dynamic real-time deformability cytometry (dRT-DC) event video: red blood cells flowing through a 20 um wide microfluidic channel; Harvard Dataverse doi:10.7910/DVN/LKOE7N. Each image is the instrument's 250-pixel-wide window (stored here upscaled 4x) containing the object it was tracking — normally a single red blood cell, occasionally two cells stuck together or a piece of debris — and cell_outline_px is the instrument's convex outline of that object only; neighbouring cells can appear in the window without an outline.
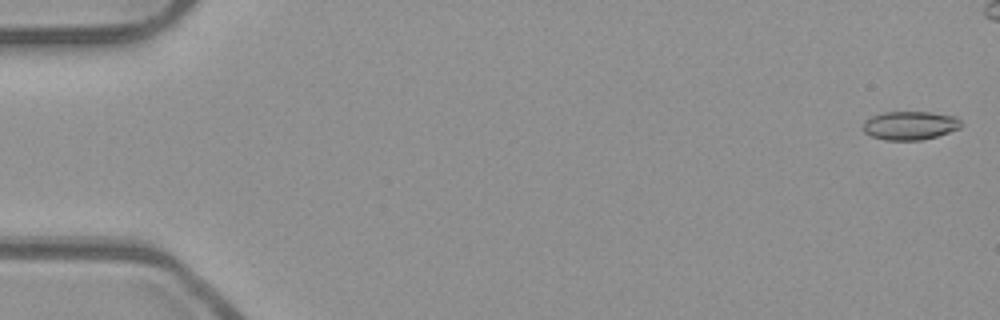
{"species": "common noctule bat (a hibernating species)", "species_latin": "Nyctalus noctula", "temperature_condition": "room temperature", "stored_images_in_passage": 47, "camera_frame_rate_fps": 3000, "um_per_image_px": 0.085, "animal": {"sex": "male", "body_mass_g": 23.1, "forearm_length_mm": 52.7}, "frame": {"image": 1, "passage_image": 2, "time_ms": 0.333, "image_size_px": [1000, 320], "cell_outline_px": [[964, 124], [960, 128], [936, 136], [920, 140], [884, 140], [872, 136], [864, 132], [864, 120], [880, 112], [928, 112], [956, 116]], "centroid_in_image_um": [77.35, 10.66], "position_along_channel_um": 7.6, "area_um2": 16.36}}
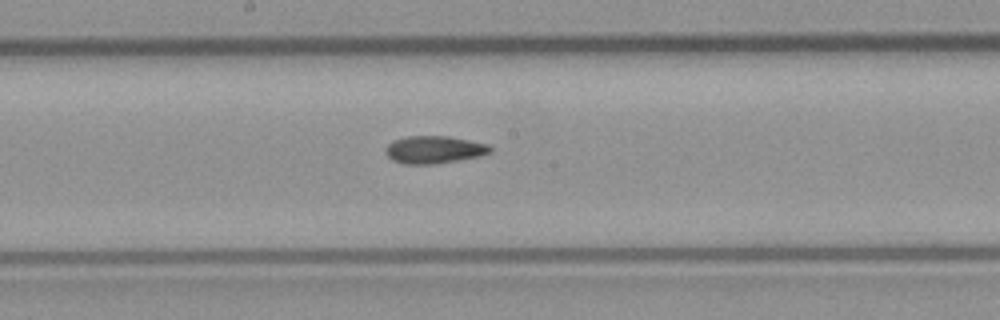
{"frame": {"image": 2, "passage_image": 29, "time_ms": 9.333, "image_size_px": [1000, 320], "cell_outline_px": [[492, 152], [480, 156], [432, 164], [404, 164], [392, 160], [384, 152], [384, 148], [392, 140], [408, 136], [448, 136], [488, 144], [492, 148]], "centroid_in_image_um": [36.87, 12.71], "position_along_channel_um": 211.3, "area_um2": 16.82}}
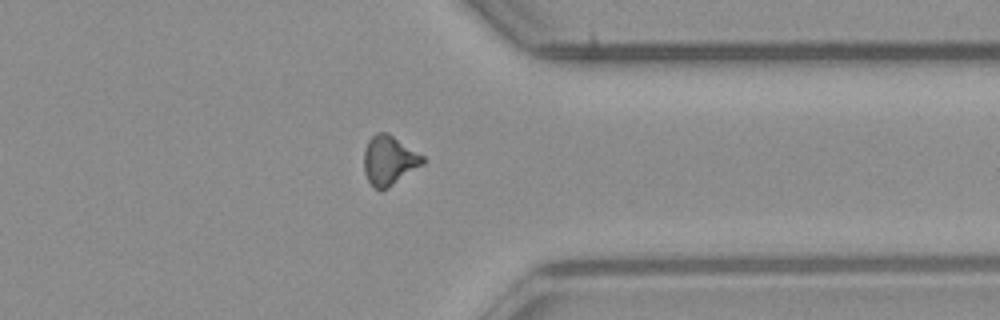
{"frame": {"image": 3, "passage_image": 42, "time_ms": 13.667, "image_size_px": [1000, 320], "cell_outline_px": [[424, 164], [388, 188], [380, 192], [368, 180], [364, 172], [364, 148], [368, 140], [376, 132], [388, 132], [424, 156]], "centroid_in_image_um": [33.07, 13.63], "position_along_channel_um": 378.3, "area_um2": 17.05}, "authors_computed_cell_mechanics": {"area_um2": 16.5308, "velocity_mm_per_s": 3.9844, "shape_relaxation_time_tau1_ms": null, "shape_relaxation_time_tau2_ms": 5.2122, "deformation_change_tau1": null, "deformation_change_tau2": 0.1298}}